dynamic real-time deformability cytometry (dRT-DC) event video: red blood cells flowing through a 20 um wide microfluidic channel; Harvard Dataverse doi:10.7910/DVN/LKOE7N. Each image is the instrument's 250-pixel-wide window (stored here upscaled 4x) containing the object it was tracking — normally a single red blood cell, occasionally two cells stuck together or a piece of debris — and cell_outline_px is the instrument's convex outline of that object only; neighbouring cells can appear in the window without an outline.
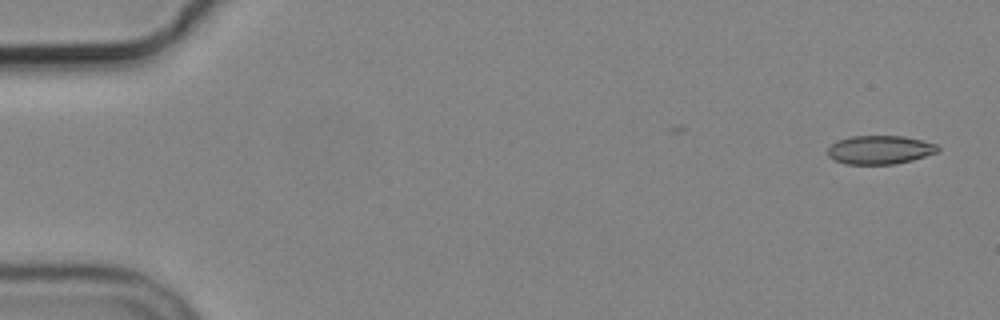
{"species": "common noctule bat (a hibernating species)", "species_latin": "Nyctalus noctula", "temperature_condition": "cold", "stored_images_in_passage": 2, "camera_frame_rate_fps": 3000, "um_per_image_px": 0.085, "animal": {"sex": "male", "body_mass_g": 19.2, "forearm_length_mm": 51.8}, "frame": {"image": 1, "passage_image": 2, "time_ms": 1.333, "image_size_px": [1000, 320], "cell_outline_px": [[940, 148], [936, 152], [912, 160], [896, 164], [844, 164], [828, 156], [828, 148], [832, 144], [848, 136], [904, 136], [936, 144]], "centroid_in_image_um": [74.77, 12.73], "position_along_channel_um": 10.2, "area_um2": 18.21}}